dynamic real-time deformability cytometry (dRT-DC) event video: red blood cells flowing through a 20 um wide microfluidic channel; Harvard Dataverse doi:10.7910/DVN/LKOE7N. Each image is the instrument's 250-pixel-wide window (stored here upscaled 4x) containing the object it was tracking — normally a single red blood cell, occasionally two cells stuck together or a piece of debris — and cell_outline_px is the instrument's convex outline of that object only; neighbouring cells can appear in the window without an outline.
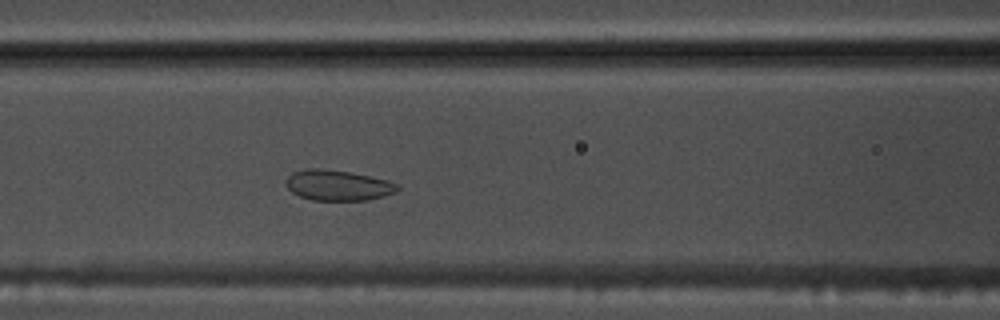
{"species": "common noctule bat (a hibernating species)", "species_latin": "Nyctalus noctula", "temperature_condition": "warm", "stored_images_in_passage": 48, "segment_of_instrument_passage": [1, 2], "camera_frame_rate_fps": 3000, "um_per_image_px": 0.085, "animal": {"sex": "male", "body_mass_g": 17.5, "forearm_length_mm": 52.3}, "frame": {"image": 1, "passage_image": 16, "time_ms": 5.0, "image_size_px": [1000, 320], "cell_outline_px": [[400, 188], [396, 192], [384, 196], [364, 200], [312, 200], [300, 196], [292, 192], [284, 184], [284, 180], [292, 172], [304, 168], [320, 168], [348, 172], [388, 180], [400, 184]], "centroid_in_image_um": [28.7, 15.74], "position_along_channel_um": 137.9, "area_um2": 19.94}}
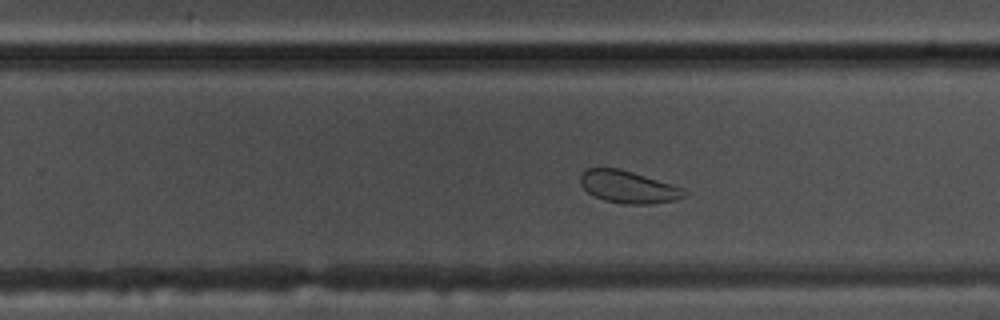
{"frame": {"image": 2, "passage_image": 27, "time_ms": 8.667, "image_size_px": [1000, 320], "cell_outline_px": [[688, 192], [684, 196], [676, 200], [652, 204], [624, 204], [604, 200], [588, 192], [580, 184], [580, 176], [588, 168], [620, 168], [672, 184], [684, 188]], "centroid_in_image_um": [53.43, 15.89], "position_along_channel_um": 276.4, "area_um2": 19.54}}
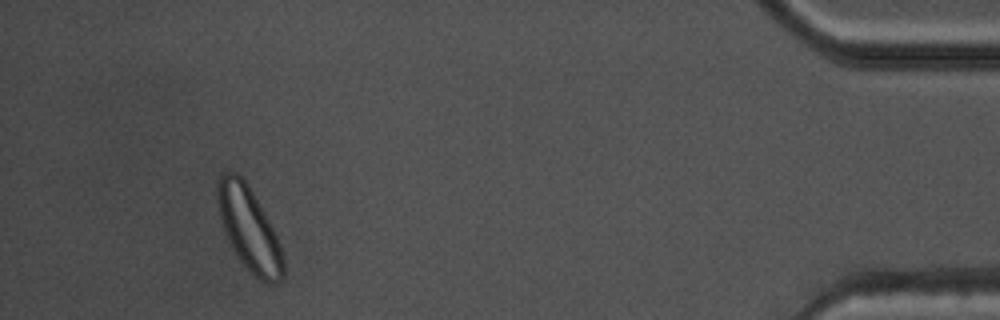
{"frame": {"image": 3, "passage_image": 43, "time_ms": 14.0, "image_size_px": [1000, 320], "cell_outline_px": [[284, 276], [280, 280], [272, 284], [268, 284], [260, 280], [240, 260], [232, 248], [228, 240], [220, 216], [216, 200], [216, 184], [220, 176], [228, 172], [236, 172], [248, 184], [268, 220], [280, 244], [284, 256]], "centroid_in_image_um": [21.17, 19.45], "position_along_channel_um": 414.0, "area_um2": 31.62}}